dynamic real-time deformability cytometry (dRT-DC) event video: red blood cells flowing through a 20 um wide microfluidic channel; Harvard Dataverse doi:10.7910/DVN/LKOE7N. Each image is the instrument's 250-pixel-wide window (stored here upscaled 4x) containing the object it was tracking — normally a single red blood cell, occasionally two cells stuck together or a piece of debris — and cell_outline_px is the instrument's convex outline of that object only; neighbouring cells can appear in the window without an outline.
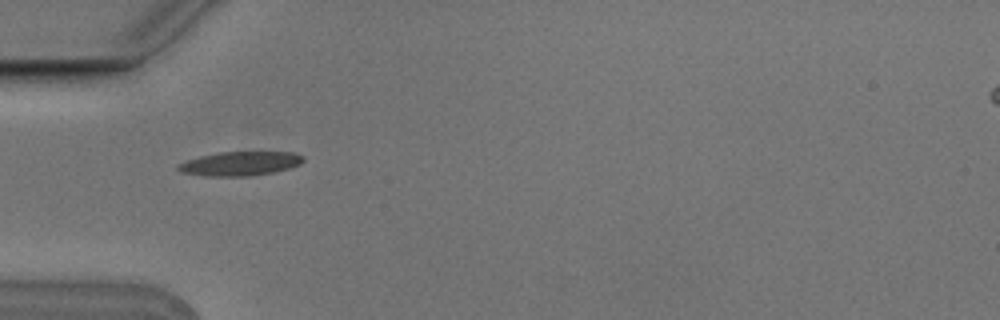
{"species": "Egyptian fruit bat (a non-hibernating species)", "species_latin": "Rousettus aegyptiacus", "temperature_condition": "cold", "stored_images_in_passage": 1, "camera_frame_rate_fps": 3000, "um_per_image_px": 0.085, "animal": {"sex": "male"}, "frame": {"image": 1, "passage_image": 1, "time_ms": 0.0, "image_size_px": [1000, 320], "cell_outline_px": [[304, 160], [300, 164], [288, 168], [272, 172], [244, 176], [208, 176], [180, 172], [176, 168], [176, 164], [200, 156], [220, 152], [296, 152], [304, 156]], "centroid_in_image_um": [20.39, 13.89], "position_along_channel_um": 64.6, "area_um2": 17.46}}